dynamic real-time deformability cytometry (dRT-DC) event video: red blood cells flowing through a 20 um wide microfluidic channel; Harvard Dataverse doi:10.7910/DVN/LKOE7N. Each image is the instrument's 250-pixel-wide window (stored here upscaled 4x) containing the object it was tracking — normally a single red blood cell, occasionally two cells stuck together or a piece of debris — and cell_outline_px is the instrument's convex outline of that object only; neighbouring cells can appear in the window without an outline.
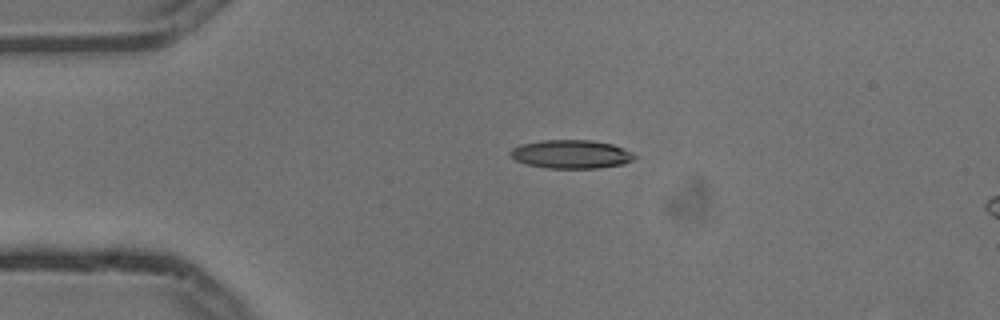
{"species": "common noctule bat (a hibernating species)", "species_latin": "Nyctalus noctula", "temperature_condition": "cold", "stored_images_in_passage": 2, "camera_frame_rate_fps": 3000, "um_per_image_px": 0.085, "animal": {"sex": "male", "body_mass_g": 13.3}, "frame": {"image": 1, "passage_image": 1, "time_ms": 0.0, "image_size_px": [1000, 320], "cell_outline_px": [[636, 156], [632, 160], [624, 164], [600, 168], [548, 168], [528, 164], [516, 160], [508, 152], [512, 148], [520, 144], [540, 140], [592, 140], [612, 144], [632, 152]], "centroid_in_image_um": [48.55, 13.1], "position_along_channel_um": 36.5, "area_um2": 20.63}}